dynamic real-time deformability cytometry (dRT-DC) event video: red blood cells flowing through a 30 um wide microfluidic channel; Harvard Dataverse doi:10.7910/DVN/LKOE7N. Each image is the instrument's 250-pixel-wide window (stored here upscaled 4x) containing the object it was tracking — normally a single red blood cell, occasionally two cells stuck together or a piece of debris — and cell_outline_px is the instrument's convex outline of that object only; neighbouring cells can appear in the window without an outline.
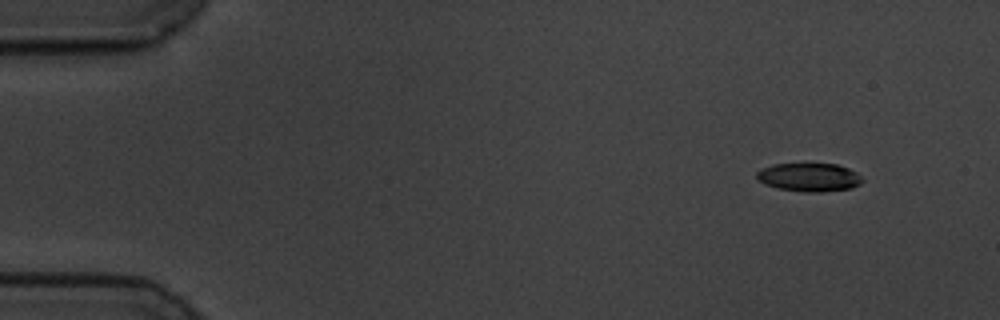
{"species": "common noctule bat (a hibernating species)", "species_latin": "Nyctalus noctula", "temperature_condition": "cold", "stored_images_in_passage": 53, "camera_frame_rate_fps": 3000, "um_per_image_px": 0.085, "animal": {"sex": "male", "body_mass_g": 19.5, "forearm_length_mm": 54.6}, "frame": {"image": 1, "passage_image": 1, "time_ms": 0.0, "image_size_px": [1000, 320], "cell_outline_px": [[864, 180], [860, 184], [852, 188], [820, 192], [804, 192], [776, 188], [764, 184], [756, 180], [756, 172], [772, 164], [836, 164], [848, 168], [856, 172]], "centroid_in_image_um": [68.76, 15.07], "position_along_channel_um": 16.2, "area_um2": 17.57}}
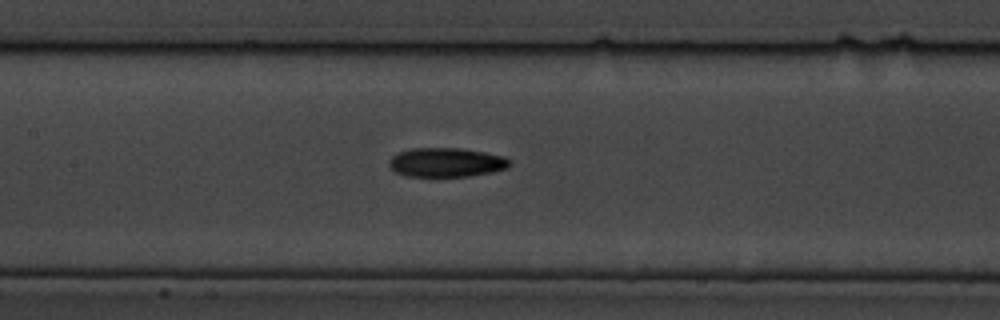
{"frame": {"image": 2, "passage_image": 23, "time_ms": 7.333, "image_size_px": [1000, 320], "cell_outline_px": [[512, 164], [508, 168], [492, 172], [468, 176], [408, 176], [396, 172], [388, 164], [388, 160], [392, 156], [400, 152], [412, 148], [460, 148], [484, 152], [504, 156], [512, 160]], "centroid_in_image_um": [37.98, 13.8], "position_along_channel_um": 169.4, "area_um2": 20.52}}
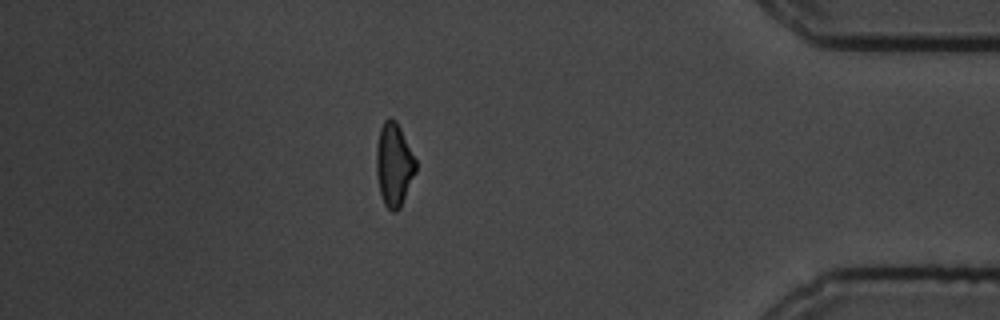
{"frame": {"image": 3, "passage_image": 46, "time_ms": 15.0, "image_size_px": [1000, 320], "cell_outline_px": [[416, 172], [400, 208], [396, 212], [392, 212], [384, 204], [380, 192], [376, 172], [376, 148], [380, 128], [384, 120], [388, 116], [392, 116], [396, 120], [416, 160]], "centroid_in_image_um": [33.48, 13.98], "position_along_channel_um": 401.7, "area_um2": 19.19}, "authors_computed_cell_mechanics": {"area_um2": 19.363, "velocity_mm_per_s": 3.5198, "shape_relaxation_time_tau1_ms": 3.2998, "shape_relaxation_time_tau2_ms": null, "deformation_change_tau1": 0.15, "deformation_change_tau2": null}}